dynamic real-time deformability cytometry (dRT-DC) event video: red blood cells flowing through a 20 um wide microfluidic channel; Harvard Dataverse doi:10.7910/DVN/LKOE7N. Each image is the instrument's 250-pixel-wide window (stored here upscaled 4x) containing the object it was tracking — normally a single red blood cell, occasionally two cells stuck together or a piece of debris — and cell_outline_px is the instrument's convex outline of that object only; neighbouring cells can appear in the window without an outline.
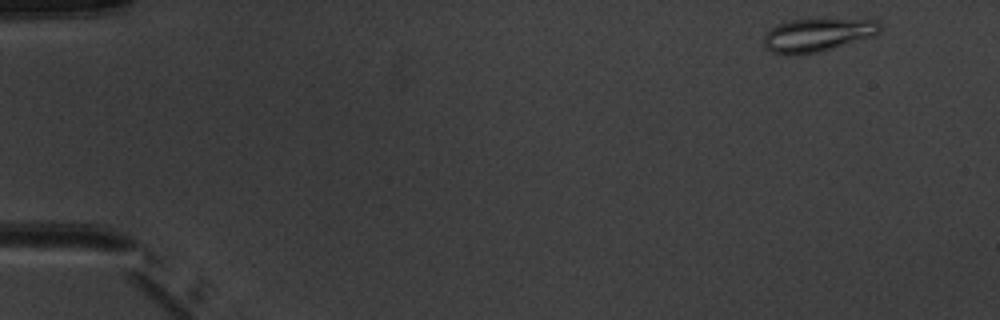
{"species": "common noctule bat (a hibernating species)", "species_latin": "Nyctalus noctula", "temperature_condition": "warm", "stored_images_in_passage": 4, "camera_frame_rate_fps": 3000, "um_per_image_px": 0.085, "animal": {"sex": "male", "body_mass_g": 20.1, "forearm_length_mm": 53.5}, "frame": {"image": 1, "passage_image": 1, "time_ms": 0.0, "image_size_px": [1000, 320], "cell_outline_px": [[880, 32], [872, 36], [820, 52], [800, 56], [792, 56], [772, 52], [764, 44], [764, 36], [776, 24], [792, 20], [824, 16], [876, 20], [880, 24]], "centroid_in_image_um": [69.51, 2.93], "position_along_channel_um": 15.5, "area_um2": 23.41}}
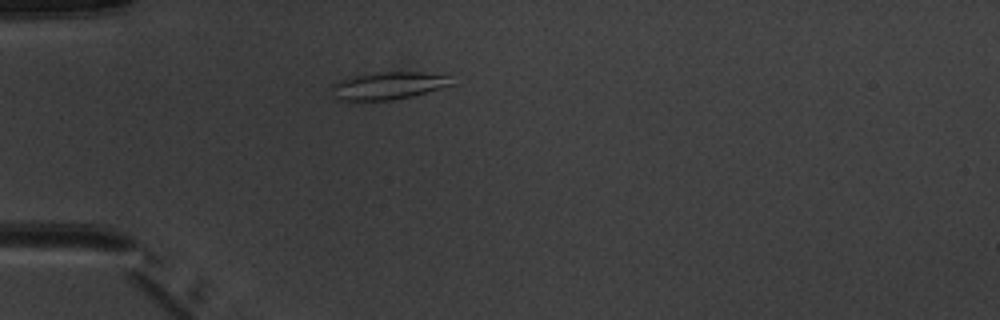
{"frame": {"image": 2, "passage_image": 4, "time_ms": 3.667, "image_size_px": [1000, 320], "cell_outline_px": [[452, 84], [440, 88], [412, 96], [392, 100], [336, 100], [328, 88], [332, 84], [340, 80], [352, 76], [372, 72], [420, 72], [448, 76]], "centroid_in_image_um": [32.88, 7.28], "position_along_channel_um": 52.1, "area_um2": 19.19}}